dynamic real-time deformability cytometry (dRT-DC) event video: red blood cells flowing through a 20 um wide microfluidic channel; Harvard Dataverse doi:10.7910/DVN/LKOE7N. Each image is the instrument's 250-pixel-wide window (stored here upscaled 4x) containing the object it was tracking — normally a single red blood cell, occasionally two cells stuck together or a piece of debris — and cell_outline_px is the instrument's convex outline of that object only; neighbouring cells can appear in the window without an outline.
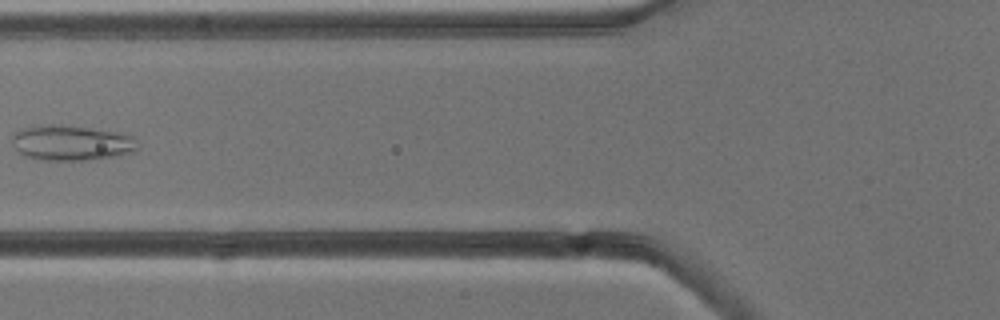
{"species": "common noctule bat (a hibernating species)", "species_latin": "Nyctalus noctula", "temperature_condition": "cold", "stored_images_in_passage": 6, "camera_frame_rate_fps": 3000, "um_per_image_px": 0.085, "animal": {"sex": "male", "body_mass_g": 13.3}, "frame": {"image": 1, "passage_image": 6, "time_ms": 6.0, "image_size_px": [1000, 320], "cell_outline_px": [[136, 148], [132, 152], [120, 156], [88, 160], [44, 160], [24, 156], [12, 144], [12, 136], [16, 132], [24, 128], [48, 124], [60, 124], [116, 132], [136, 136]], "centroid_in_image_um": [6.09, 12.15], "position_along_channel_um": 119.7, "area_um2": 25.78}}